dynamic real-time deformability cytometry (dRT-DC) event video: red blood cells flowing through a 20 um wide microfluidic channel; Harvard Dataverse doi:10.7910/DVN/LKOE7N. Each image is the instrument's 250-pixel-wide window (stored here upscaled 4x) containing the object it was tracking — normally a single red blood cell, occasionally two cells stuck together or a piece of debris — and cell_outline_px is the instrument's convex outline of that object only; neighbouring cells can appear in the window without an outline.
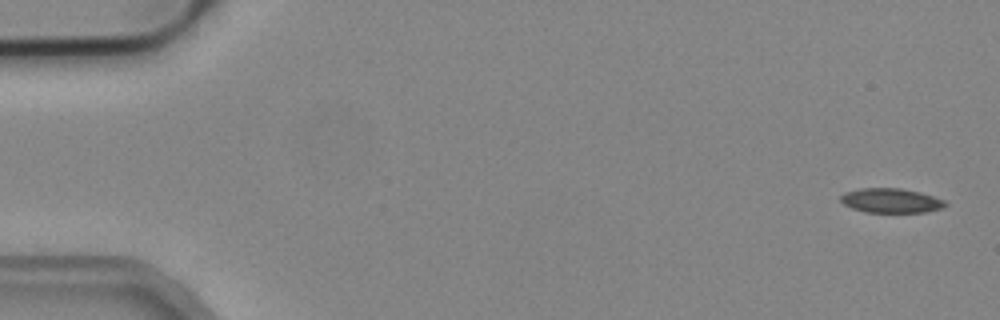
{"species": "common noctule bat (a hibernating species)", "species_latin": "Nyctalus noctula", "temperature_condition": "cold", "stored_images_in_passage": 4, "camera_frame_rate_fps": 3000, "um_per_image_px": 0.085, "animal": {"sex": "male", "body_mass_g": 19.2, "forearm_length_mm": 51.8}, "frame": {"image": 1, "passage_image": 1, "time_ms": 0.0, "image_size_px": [1000, 320], "cell_outline_px": [[948, 204], [944, 208], [924, 212], [864, 212], [852, 208], [844, 204], [840, 200], [840, 196], [844, 192], [860, 188], [900, 188], [920, 192], [944, 200]], "centroid_in_image_um": [75.73, 17.05], "position_along_channel_um": 9.3, "area_um2": 14.97}}
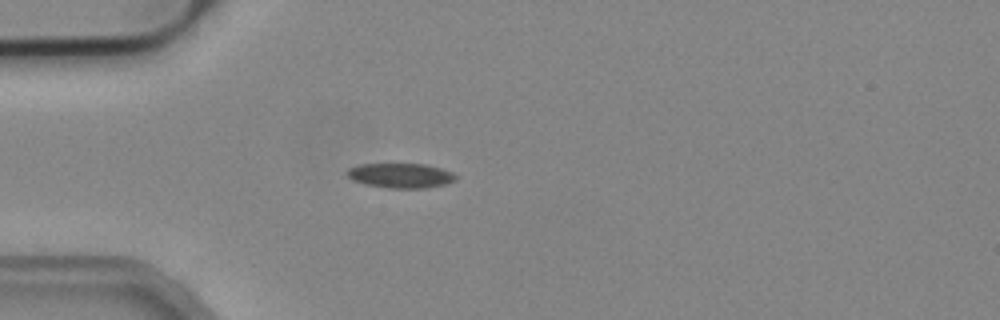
{"frame": {"image": 2, "passage_image": 4, "time_ms": 1.0, "image_size_px": [1000, 320], "cell_outline_px": [[456, 180], [444, 184], [424, 188], [388, 188], [364, 184], [352, 180], [344, 172], [348, 168], [360, 164], [424, 164], [440, 168], [452, 172], [456, 176]], "centroid_in_image_um": [34.01, 14.92], "position_along_channel_um": 51.0, "area_um2": 15.66}}